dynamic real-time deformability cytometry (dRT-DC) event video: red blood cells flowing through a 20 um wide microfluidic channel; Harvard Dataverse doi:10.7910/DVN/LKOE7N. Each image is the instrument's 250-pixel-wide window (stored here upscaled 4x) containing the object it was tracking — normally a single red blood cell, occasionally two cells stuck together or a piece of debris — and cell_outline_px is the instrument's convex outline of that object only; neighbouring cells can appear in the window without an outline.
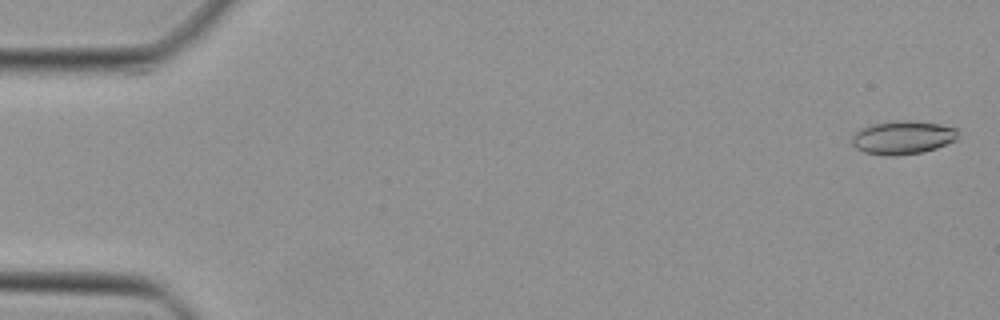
{"species": "Egyptian fruit bat (a non-hibernating species)", "species_latin": "Rousettus aegyptiacus", "temperature_condition": "cold", "stored_images_in_passage": 12, "camera_frame_rate_fps": 3000, "um_per_image_px": 0.085, "animal": {"sex": "female"}, "frame": {"image": 1, "passage_image": 1, "time_ms": 0.0, "image_size_px": [1000, 320], "cell_outline_px": [[956, 140], [936, 148], [924, 152], [896, 156], [892, 156], [864, 152], [856, 148], [852, 144], [852, 136], [860, 128], [872, 124], [900, 120], [908, 120], [940, 124], [956, 128]], "centroid_in_image_um": [76.71, 11.69], "position_along_channel_um": 8.3, "area_um2": 20.58}}
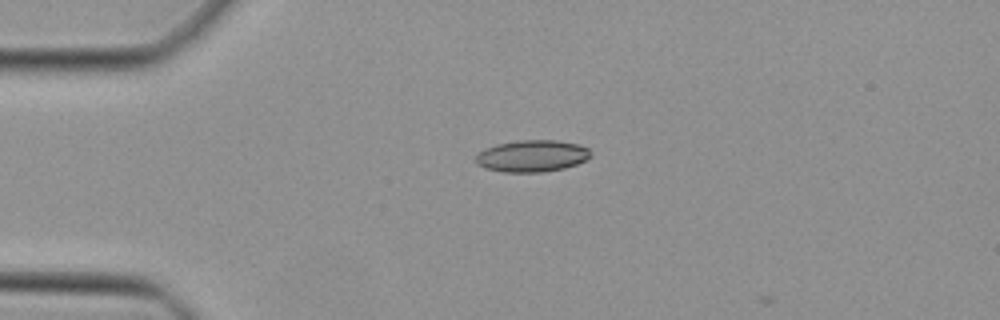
{"frame": {"image": 2, "passage_image": 11, "time_ms": 3.333, "image_size_px": [1000, 320], "cell_outline_px": [[592, 156], [576, 164], [564, 168], [540, 172], [504, 172], [484, 168], [476, 164], [476, 156], [480, 152], [496, 144], [516, 140], [556, 140], [580, 144], [588, 148], [592, 152]], "centroid_in_image_um": [45.24, 13.25], "position_along_channel_um": 39.8, "area_um2": 21.33}}